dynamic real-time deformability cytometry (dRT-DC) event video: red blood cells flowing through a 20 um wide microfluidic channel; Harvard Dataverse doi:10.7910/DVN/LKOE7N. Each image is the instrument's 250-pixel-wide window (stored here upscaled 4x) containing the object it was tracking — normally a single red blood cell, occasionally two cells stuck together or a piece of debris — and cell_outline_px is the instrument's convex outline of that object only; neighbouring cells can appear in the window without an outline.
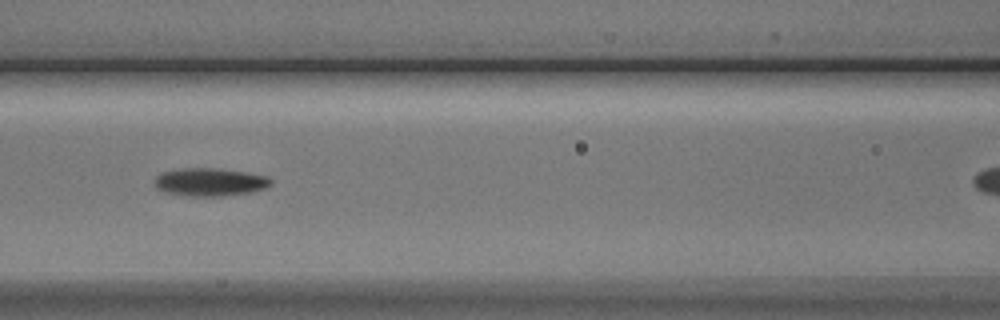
{"species": "Egyptian fruit bat (a non-hibernating species)", "species_latin": "Rousettus aegyptiacus", "temperature_condition": "cold", "stored_images_in_passage": 7, "camera_frame_rate_fps": 3000, "um_per_image_px": 0.085, "animal": {"sex": "male"}, "frame": {"image": 1, "passage_image": 5, "time_ms": 5.333, "image_size_px": [1000, 320], "cell_outline_px": [[272, 184], [268, 188], [252, 192], [224, 196], [184, 196], [164, 192], [156, 188], [156, 176], [164, 172], [184, 168], [216, 168], [248, 172], [268, 176], [272, 180]], "centroid_in_image_um": [17.91, 15.48], "position_along_channel_um": 148.7, "area_um2": 19.19}}
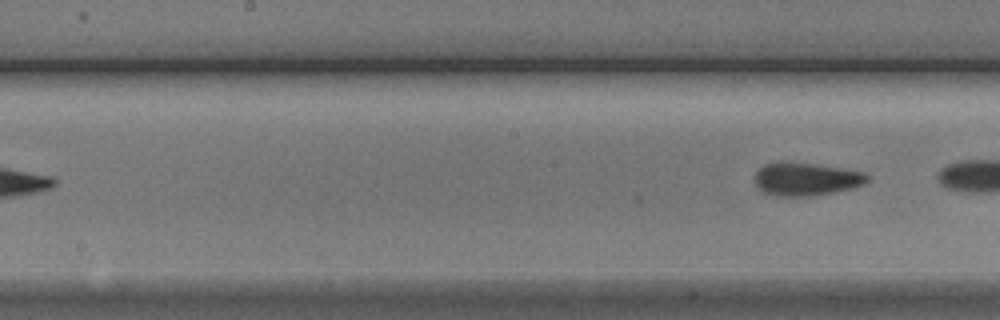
{"frame": {"image": 2, "passage_image": 7, "time_ms": 8.0, "image_size_px": [1000, 320], "cell_outline_px": [[872, 176], [864, 184], [852, 188], [812, 196], [776, 196], [764, 192], [756, 184], [756, 172], [764, 164], [816, 164], [864, 172]], "centroid_in_image_um": [68.59, 15.25], "position_along_channel_um": 179.6, "area_um2": 21.04}}